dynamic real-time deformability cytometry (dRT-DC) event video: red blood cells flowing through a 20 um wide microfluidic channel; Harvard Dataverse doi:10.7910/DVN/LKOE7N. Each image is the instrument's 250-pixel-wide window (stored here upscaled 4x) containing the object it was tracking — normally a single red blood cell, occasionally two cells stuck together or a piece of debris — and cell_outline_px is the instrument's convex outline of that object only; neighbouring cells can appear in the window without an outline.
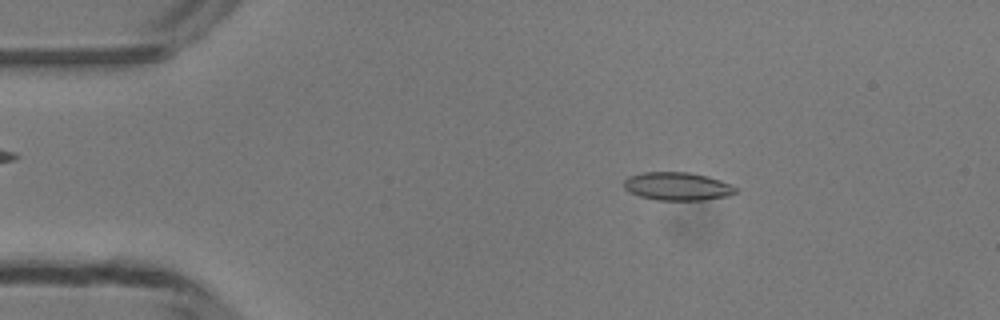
{"species": "common noctule bat (a hibernating species)", "species_latin": "Nyctalus noctula", "temperature_condition": "room temperature", "stored_images_in_passage": 48, "camera_frame_rate_fps": 3000, "um_per_image_px": 0.085, "animal": {"sex": "male", "body_mass_g": 13.3}, "frame": {"image": 1, "passage_image": 8, "time_ms": 2.333, "image_size_px": [1000, 320], "cell_outline_px": [[736, 192], [728, 196], [704, 200], [656, 200], [640, 196], [628, 192], [624, 188], [624, 180], [628, 176], [644, 172], [688, 172], [708, 176], [720, 180], [736, 188]], "centroid_in_image_um": [57.54, 15.84], "position_along_channel_um": 27.5, "area_um2": 18.32}}
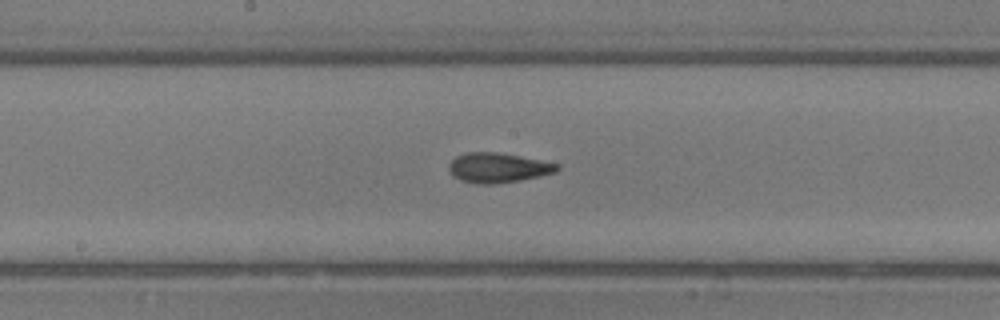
{"frame": {"image": 2, "passage_image": 25, "time_ms": 8.0, "image_size_px": [1000, 320], "cell_outline_px": [[560, 168], [556, 172], [540, 176], [520, 180], [492, 184], [476, 184], [460, 180], [452, 176], [448, 172], [448, 164], [456, 156], [468, 152], [496, 152], [520, 156], [560, 164]], "centroid_in_image_um": [42.3, 14.26], "position_along_channel_um": 205.9, "area_um2": 18.9}}
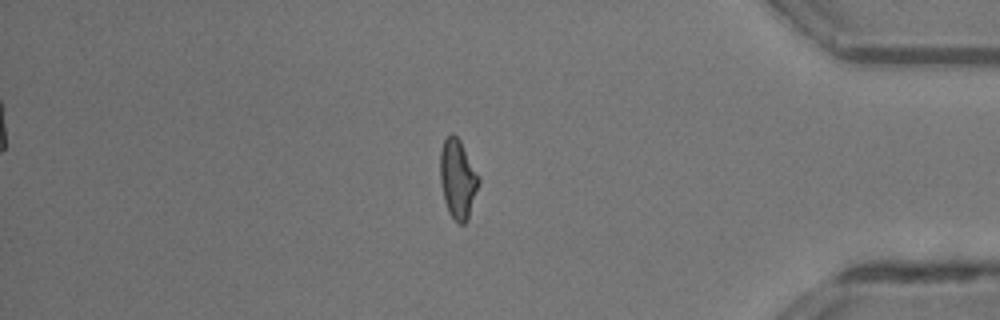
{"frame": {"image": 3, "passage_image": 41, "time_ms": 13.333, "image_size_px": [1000, 320], "cell_outline_px": [[480, 184], [468, 220], [464, 224], [460, 224], [448, 212], [444, 200], [440, 184], [440, 152], [444, 140], [452, 132], [460, 140], [480, 176]], "centroid_in_image_um": [38.93, 15.22], "position_along_channel_um": 396.3, "area_um2": 18.03}, "authors_computed_cell_mechanics": {"area_um2": 17.8602, "velocity_mm_per_s": 4.2097, "shape_relaxation_time_tau1_ms": 7.2959, "shape_relaxation_time_tau2_ms": 2.7993, "deformation_change_tau1": 0.181, "deformation_change_tau2": 0.1035}}